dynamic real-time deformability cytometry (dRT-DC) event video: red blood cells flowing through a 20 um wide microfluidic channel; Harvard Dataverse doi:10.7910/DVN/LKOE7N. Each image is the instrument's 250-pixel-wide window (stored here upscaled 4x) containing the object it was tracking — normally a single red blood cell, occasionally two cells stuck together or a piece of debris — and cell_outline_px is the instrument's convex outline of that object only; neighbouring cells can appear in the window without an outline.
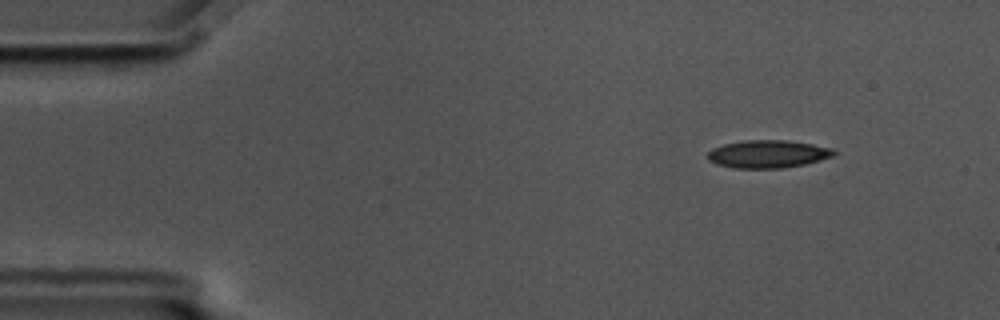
{"species": "common noctule bat (a hibernating species)", "species_latin": "Nyctalus noctula", "temperature_condition": "cold", "stored_images_in_passage": 57, "camera_frame_rate_fps": 3000, "um_per_image_px": 0.085, "animal": {"sex": "male", "body_mass_g": 17.5, "forearm_length_mm": 52.3}, "frame": {"image": 1, "passage_image": 6, "time_ms": 1.667, "image_size_px": [1000, 320], "cell_outline_px": [[840, 152], [836, 156], [804, 164], [780, 168], [732, 168], [716, 164], [708, 160], [708, 152], [712, 148], [724, 144], [744, 140], [788, 140], [812, 144], [832, 148]], "centroid_in_image_um": [65.3, 13.09], "position_along_channel_um": 19.7, "area_um2": 20.63}}
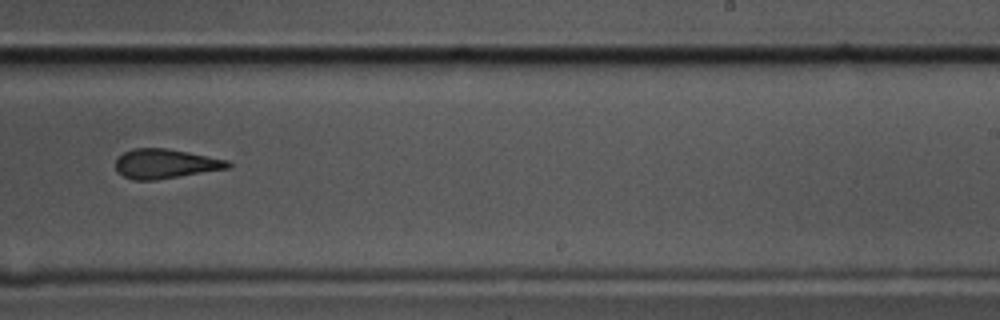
{"frame": {"image": 2, "passage_image": 35, "time_ms": 11.333, "image_size_px": [1000, 320], "cell_outline_px": [[232, 164], [228, 168], [156, 180], [132, 180], [116, 172], [116, 160], [124, 152], [132, 148], [168, 148], [228, 160]], "centroid_in_image_um": [14.03, 13.92], "position_along_channel_um": 275.0, "area_um2": 19.25}}
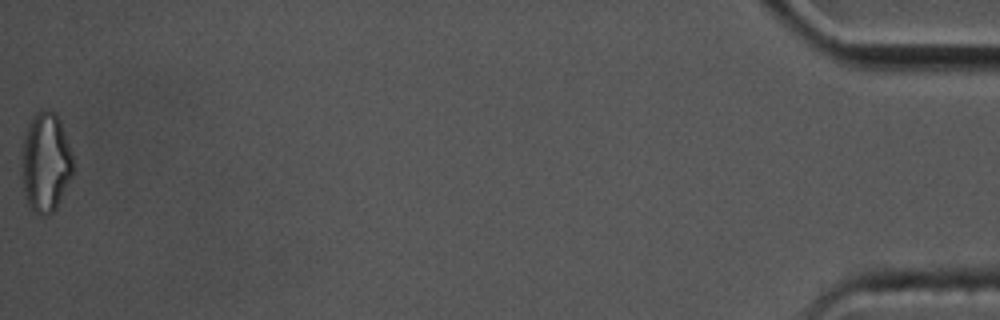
{"frame": {"image": 3, "passage_image": 57, "time_ms": 18.667, "image_size_px": [1000, 320], "cell_outline_px": [[72, 176], [56, 208], [48, 216], [40, 216], [28, 204], [24, 192], [20, 152], [24, 136], [28, 124], [32, 116], [40, 108], [48, 108], [56, 112], [60, 120], [72, 152]], "centroid_in_image_um": [3.86, 13.75], "position_along_channel_um": 431.3, "area_um2": 30.23}, "authors_computed_cell_mechanics": {"area_um2": 20.4034, "velocity_mm_per_s": 3.4926, "shape_relaxation_time_tau1_ms": 5.45, "shape_relaxation_time_tau2_ms": 3.531, "deformation_change_tau1": 0.1636, "deformation_change_tau2": 0.1438}}